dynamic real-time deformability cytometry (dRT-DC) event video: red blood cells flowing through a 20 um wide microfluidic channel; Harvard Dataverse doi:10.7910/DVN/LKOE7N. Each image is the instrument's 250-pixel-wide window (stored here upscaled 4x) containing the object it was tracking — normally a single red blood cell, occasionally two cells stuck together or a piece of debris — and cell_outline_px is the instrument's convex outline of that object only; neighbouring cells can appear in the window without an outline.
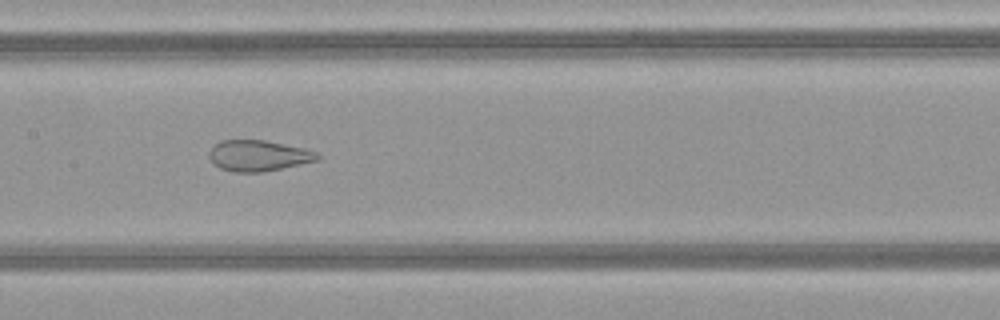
{"species": "common noctule bat (a hibernating species)", "species_latin": "Nyctalus noctula", "temperature_condition": "warm", "stored_images_in_passage": 50, "camera_frame_rate_fps": 3000, "um_per_image_px": 0.085, "animal": {"sex": "female", "body_mass_g": 21.9}, "frame": {"image": 1, "passage_image": 25, "time_ms": 8.0, "image_size_px": [1000, 320], "cell_outline_px": [[320, 160], [264, 172], [236, 172], [220, 168], [208, 156], [208, 152], [220, 140], [264, 140], [304, 148], [316, 152], [320, 156]], "centroid_in_image_um": [21.99, 13.23], "position_along_channel_um": 185.4, "area_um2": 19.42}}
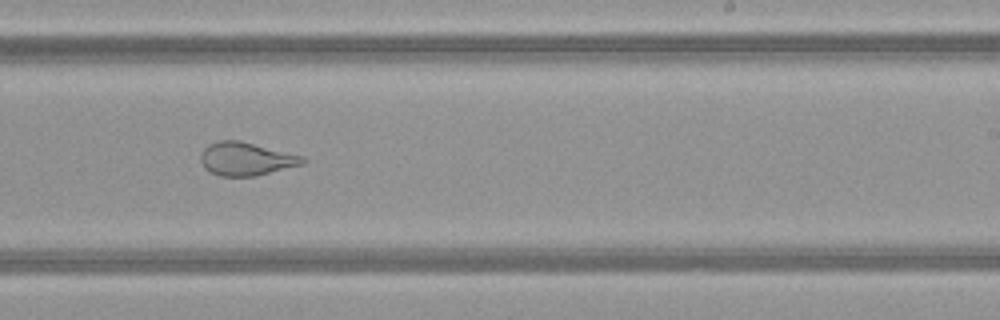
{"frame": {"image": 2, "passage_image": 31, "time_ms": 10.0, "image_size_px": [1000, 320], "cell_outline_px": [[308, 160], [304, 164], [256, 176], [220, 176], [204, 168], [200, 160], [200, 156], [204, 148], [208, 144], [220, 140], [240, 140], [304, 156]], "centroid_in_image_um": [20.94, 13.5], "position_along_channel_um": 268.1, "area_um2": 19.88}}
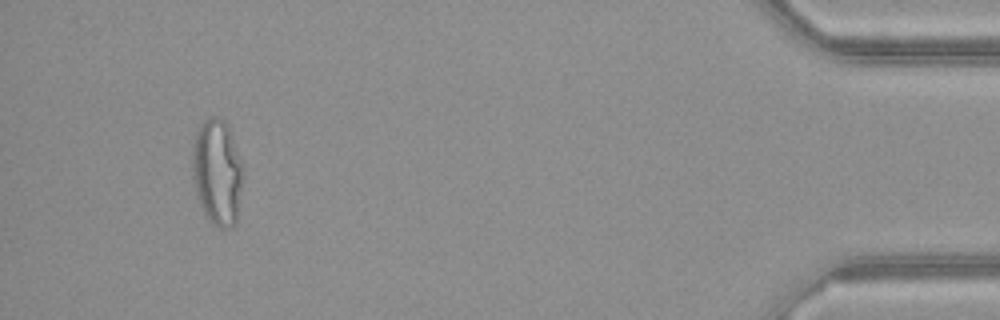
{"frame": {"image": 3, "passage_image": 47, "time_ms": 15.333, "image_size_px": [1000, 320], "cell_outline_px": [[244, 176], [236, 220], [228, 228], [220, 228], [208, 220], [200, 204], [196, 192], [192, 176], [192, 144], [196, 132], [200, 124], [208, 116], [216, 116], [224, 120], [228, 124], [244, 168]], "centroid_in_image_um": [18.46, 14.59], "position_along_channel_um": 416.7, "area_um2": 31.73}, "authors_computed_cell_mechanics": {"area_um2": 28.0619, "velocity_mm_per_s": 4.1581, "shape_relaxation_time_tau1_ms": null, "shape_relaxation_time_tau2_ms": 1.1556, "deformation_change_tau1": null, "deformation_change_tau2": 0.0975}}